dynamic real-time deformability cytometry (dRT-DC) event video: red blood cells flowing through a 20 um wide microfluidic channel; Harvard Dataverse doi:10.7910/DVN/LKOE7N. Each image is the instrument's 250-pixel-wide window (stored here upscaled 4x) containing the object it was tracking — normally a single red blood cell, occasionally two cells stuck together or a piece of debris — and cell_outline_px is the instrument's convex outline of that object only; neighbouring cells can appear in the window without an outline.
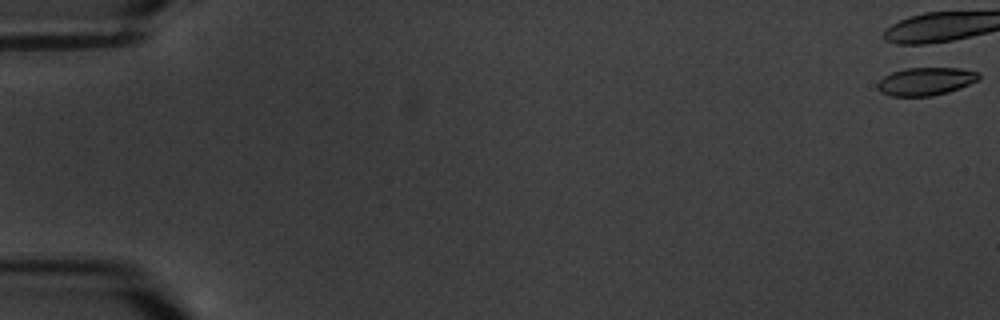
{"species": "common noctule bat (a hibernating species)", "species_latin": "Nyctalus noctula", "temperature_condition": "warm", "stored_images_in_passage": 4, "camera_frame_rate_fps": 3000, "um_per_image_px": 0.085, "animal": {"sex": "male", "body_mass_g": 20.1, "forearm_length_mm": 53.5}, "frame": {"image": 1, "passage_image": 1, "time_ms": 0.0, "image_size_px": [1000, 320], "cell_outline_px": [[980, 76], [976, 80], [960, 88], [948, 92], [932, 96], [892, 96], [880, 92], [876, 84], [884, 76], [892, 72], [904, 68], [960, 68], [980, 72]], "centroid_in_image_um": [78.67, 6.91], "position_along_channel_um": 6.3, "area_um2": 16.47}}